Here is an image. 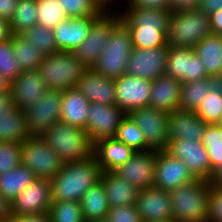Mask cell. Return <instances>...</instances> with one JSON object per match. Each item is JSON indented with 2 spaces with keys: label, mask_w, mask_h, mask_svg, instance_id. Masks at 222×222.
I'll use <instances>...</instances> for the list:
<instances>
[{
  "label": "cell",
  "mask_w": 222,
  "mask_h": 222,
  "mask_svg": "<svg viewBox=\"0 0 222 222\" xmlns=\"http://www.w3.org/2000/svg\"><path fill=\"white\" fill-rule=\"evenodd\" d=\"M120 20L130 31L133 48L150 49L168 46L167 30L171 13L164 9L125 6Z\"/></svg>",
  "instance_id": "1"
},
{
  "label": "cell",
  "mask_w": 222,
  "mask_h": 222,
  "mask_svg": "<svg viewBox=\"0 0 222 222\" xmlns=\"http://www.w3.org/2000/svg\"><path fill=\"white\" fill-rule=\"evenodd\" d=\"M101 168L94 156L85 160L65 162L50 181L52 200L80 202L83 195L100 182Z\"/></svg>",
  "instance_id": "2"
},
{
  "label": "cell",
  "mask_w": 222,
  "mask_h": 222,
  "mask_svg": "<svg viewBox=\"0 0 222 222\" xmlns=\"http://www.w3.org/2000/svg\"><path fill=\"white\" fill-rule=\"evenodd\" d=\"M41 137L64 163L93 156V143L85 129L59 121L48 128Z\"/></svg>",
  "instance_id": "3"
},
{
  "label": "cell",
  "mask_w": 222,
  "mask_h": 222,
  "mask_svg": "<svg viewBox=\"0 0 222 222\" xmlns=\"http://www.w3.org/2000/svg\"><path fill=\"white\" fill-rule=\"evenodd\" d=\"M133 50L130 31L120 20L111 30L104 51L92 69L104 77L118 79L127 72L130 54Z\"/></svg>",
  "instance_id": "4"
},
{
  "label": "cell",
  "mask_w": 222,
  "mask_h": 222,
  "mask_svg": "<svg viewBox=\"0 0 222 222\" xmlns=\"http://www.w3.org/2000/svg\"><path fill=\"white\" fill-rule=\"evenodd\" d=\"M209 182L201 179L170 191L173 219L207 222Z\"/></svg>",
  "instance_id": "5"
},
{
  "label": "cell",
  "mask_w": 222,
  "mask_h": 222,
  "mask_svg": "<svg viewBox=\"0 0 222 222\" xmlns=\"http://www.w3.org/2000/svg\"><path fill=\"white\" fill-rule=\"evenodd\" d=\"M212 34L210 15L200 9L171 14L167 30V44L173 47L194 48Z\"/></svg>",
  "instance_id": "6"
},
{
  "label": "cell",
  "mask_w": 222,
  "mask_h": 222,
  "mask_svg": "<svg viewBox=\"0 0 222 222\" xmlns=\"http://www.w3.org/2000/svg\"><path fill=\"white\" fill-rule=\"evenodd\" d=\"M87 69L73 52L58 51L45 55L37 70L49 89L63 91L76 87Z\"/></svg>",
  "instance_id": "7"
},
{
  "label": "cell",
  "mask_w": 222,
  "mask_h": 222,
  "mask_svg": "<svg viewBox=\"0 0 222 222\" xmlns=\"http://www.w3.org/2000/svg\"><path fill=\"white\" fill-rule=\"evenodd\" d=\"M21 164L29 168L36 179L51 180L64 162L41 136H31L21 143Z\"/></svg>",
  "instance_id": "8"
},
{
  "label": "cell",
  "mask_w": 222,
  "mask_h": 222,
  "mask_svg": "<svg viewBox=\"0 0 222 222\" xmlns=\"http://www.w3.org/2000/svg\"><path fill=\"white\" fill-rule=\"evenodd\" d=\"M113 14H112V13ZM105 10L90 26L86 39L73 52L76 59L92 68L104 51L112 28L120 21V11Z\"/></svg>",
  "instance_id": "9"
},
{
  "label": "cell",
  "mask_w": 222,
  "mask_h": 222,
  "mask_svg": "<svg viewBox=\"0 0 222 222\" xmlns=\"http://www.w3.org/2000/svg\"><path fill=\"white\" fill-rule=\"evenodd\" d=\"M128 115L143 132L146 150L167 149L168 112L148 106L132 110Z\"/></svg>",
  "instance_id": "10"
},
{
  "label": "cell",
  "mask_w": 222,
  "mask_h": 222,
  "mask_svg": "<svg viewBox=\"0 0 222 222\" xmlns=\"http://www.w3.org/2000/svg\"><path fill=\"white\" fill-rule=\"evenodd\" d=\"M61 103L62 91L49 89L41 99L23 110L31 136H42L60 121Z\"/></svg>",
  "instance_id": "11"
},
{
  "label": "cell",
  "mask_w": 222,
  "mask_h": 222,
  "mask_svg": "<svg viewBox=\"0 0 222 222\" xmlns=\"http://www.w3.org/2000/svg\"><path fill=\"white\" fill-rule=\"evenodd\" d=\"M125 116L126 113L116 104L90 103L85 130L91 142L94 144L101 139L114 138Z\"/></svg>",
  "instance_id": "12"
},
{
  "label": "cell",
  "mask_w": 222,
  "mask_h": 222,
  "mask_svg": "<svg viewBox=\"0 0 222 222\" xmlns=\"http://www.w3.org/2000/svg\"><path fill=\"white\" fill-rule=\"evenodd\" d=\"M166 151L182 160L196 179L208 181L211 177L209 156L202 142L188 138L172 140Z\"/></svg>",
  "instance_id": "13"
},
{
  "label": "cell",
  "mask_w": 222,
  "mask_h": 222,
  "mask_svg": "<svg viewBox=\"0 0 222 222\" xmlns=\"http://www.w3.org/2000/svg\"><path fill=\"white\" fill-rule=\"evenodd\" d=\"M195 180L182 160L175 158L166 150L157 151L154 187L170 192Z\"/></svg>",
  "instance_id": "14"
},
{
  "label": "cell",
  "mask_w": 222,
  "mask_h": 222,
  "mask_svg": "<svg viewBox=\"0 0 222 222\" xmlns=\"http://www.w3.org/2000/svg\"><path fill=\"white\" fill-rule=\"evenodd\" d=\"M166 75L178 79L181 83L210 77L194 49L173 46H169Z\"/></svg>",
  "instance_id": "15"
},
{
  "label": "cell",
  "mask_w": 222,
  "mask_h": 222,
  "mask_svg": "<svg viewBox=\"0 0 222 222\" xmlns=\"http://www.w3.org/2000/svg\"><path fill=\"white\" fill-rule=\"evenodd\" d=\"M151 82L148 79L127 73L115 79L116 105L126 114L138 108L148 107L151 95Z\"/></svg>",
  "instance_id": "16"
},
{
  "label": "cell",
  "mask_w": 222,
  "mask_h": 222,
  "mask_svg": "<svg viewBox=\"0 0 222 222\" xmlns=\"http://www.w3.org/2000/svg\"><path fill=\"white\" fill-rule=\"evenodd\" d=\"M168 52L169 46L150 49L133 48L126 73L153 81L166 74Z\"/></svg>",
  "instance_id": "17"
},
{
  "label": "cell",
  "mask_w": 222,
  "mask_h": 222,
  "mask_svg": "<svg viewBox=\"0 0 222 222\" xmlns=\"http://www.w3.org/2000/svg\"><path fill=\"white\" fill-rule=\"evenodd\" d=\"M157 150L136 151L124 164L114 170L139 190L153 186Z\"/></svg>",
  "instance_id": "18"
},
{
  "label": "cell",
  "mask_w": 222,
  "mask_h": 222,
  "mask_svg": "<svg viewBox=\"0 0 222 222\" xmlns=\"http://www.w3.org/2000/svg\"><path fill=\"white\" fill-rule=\"evenodd\" d=\"M51 181L35 179L11 202L12 214H43L52 204Z\"/></svg>",
  "instance_id": "19"
},
{
  "label": "cell",
  "mask_w": 222,
  "mask_h": 222,
  "mask_svg": "<svg viewBox=\"0 0 222 222\" xmlns=\"http://www.w3.org/2000/svg\"><path fill=\"white\" fill-rule=\"evenodd\" d=\"M136 208L142 222H157L173 218L170 192L154 186L139 191Z\"/></svg>",
  "instance_id": "20"
},
{
  "label": "cell",
  "mask_w": 222,
  "mask_h": 222,
  "mask_svg": "<svg viewBox=\"0 0 222 222\" xmlns=\"http://www.w3.org/2000/svg\"><path fill=\"white\" fill-rule=\"evenodd\" d=\"M49 88L38 70L22 71L17 78L10 83L15 107L24 110L31 107L43 97Z\"/></svg>",
  "instance_id": "21"
},
{
  "label": "cell",
  "mask_w": 222,
  "mask_h": 222,
  "mask_svg": "<svg viewBox=\"0 0 222 222\" xmlns=\"http://www.w3.org/2000/svg\"><path fill=\"white\" fill-rule=\"evenodd\" d=\"M99 16L67 18L53 29L59 51L74 52L86 39L92 23Z\"/></svg>",
  "instance_id": "22"
},
{
  "label": "cell",
  "mask_w": 222,
  "mask_h": 222,
  "mask_svg": "<svg viewBox=\"0 0 222 222\" xmlns=\"http://www.w3.org/2000/svg\"><path fill=\"white\" fill-rule=\"evenodd\" d=\"M76 88L90 103L116 104L114 80L88 68L79 79Z\"/></svg>",
  "instance_id": "23"
},
{
  "label": "cell",
  "mask_w": 222,
  "mask_h": 222,
  "mask_svg": "<svg viewBox=\"0 0 222 222\" xmlns=\"http://www.w3.org/2000/svg\"><path fill=\"white\" fill-rule=\"evenodd\" d=\"M206 126L195 111L174 110L168 116V141L188 138L201 142Z\"/></svg>",
  "instance_id": "24"
},
{
  "label": "cell",
  "mask_w": 222,
  "mask_h": 222,
  "mask_svg": "<svg viewBox=\"0 0 222 222\" xmlns=\"http://www.w3.org/2000/svg\"><path fill=\"white\" fill-rule=\"evenodd\" d=\"M136 151L115 138H105L93 144V156L102 172L114 171Z\"/></svg>",
  "instance_id": "25"
},
{
  "label": "cell",
  "mask_w": 222,
  "mask_h": 222,
  "mask_svg": "<svg viewBox=\"0 0 222 222\" xmlns=\"http://www.w3.org/2000/svg\"><path fill=\"white\" fill-rule=\"evenodd\" d=\"M181 82L169 75H161L151 82L149 107L168 113L179 109Z\"/></svg>",
  "instance_id": "26"
},
{
  "label": "cell",
  "mask_w": 222,
  "mask_h": 222,
  "mask_svg": "<svg viewBox=\"0 0 222 222\" xmlns=\"http://www.w3.org/2000/svg\"><path fill=\"white\" fill-rule=\"evenodd\" d=\"M100 181L104 186L110 208L136 205L140 190L114 171L102 172Z\"/></svg>",
  "instance_id": "27"
},
{
  "label": "cell",
  "mask_w": 222,
  "mask_h": 222,
  "mask_svg": "<svg viewBox=\"0 0 222 222\" xmlns=\"http://www.w3.org/2000/svg\"><path fill=\"white\" fill-rule=\"evenodd\" d=\"M89 106L88 99L76 87L63 90L60 121L86 129Z\"/></svg>",
  "instance_id": "28"
},
{
  "label": "cell",
  "mask_w": 222,
  "mask_h": 222,
  "mask_svg": "<svg viewBox=\"0 0 222 222\" xmlns=\"http://www.w3.org/2000/svg\"><path fill=\"white\" fill-rule=\"evenodd\" d=\"M207 74L217 79L222 69V35L210 34L194 46Z\"/></svg>",
  "instance_id": "29"
},
{
  "label": "cell",
  "mask_w": 222,
  "mask_h": 222,
  "mask_svg": "<svg viewBox=\"0 0 222 222\" xmlns=\"http://www.w3.org/2000/svg\"><path fill=\"white\" fill-rule=\"evenodd\" d=\"M29 137L31 134L23 110L15 107L6 115H0V143L5 141L22 143Z\"/></svg>",
  "instance_id": "30"
},
{
  "label": "cell",
  "mask_w": 222,
  "mask_h": 222,
  "mask_svg": "<svg viewBox=\"0 0 222 222\" xmlns=\"http://www.w3.org/2000/svg\"><path fill=\"white\" fill-rule=\"evenodd\" d=\"M35 179L29 168L18 165L0 175V194L12 202Z\"/></svg>",
  "instance_id": "31"
},
{
  "label": "cell",
  "mask_w": 222,
  "mask_h": 222,
  "mask_svg": "<svg viewBox=\"0 0 222 222\" xmlns=\"http://www.w3.org/2000/svg\"><path fill=\"white\" fill-rule=\"evenodd\" d=\"M217 79L208 77L197 81L181 83L179 109L196 111L201 101L217 83Z\"/></svg>",
  "instance_id": "32"
},
{
  "label": "cell",
  "mask_w": 222,
  "mask_h": 222,
  "mask_svg": "<svg viewBox=\"0 0 222 222\" xmlns=\"http://www.w3.org/2000/svg\"><path fill=\"white\" fill-rule=\"evenodd\" d=\"M80 204L87 222L107 217L110 206L101 181L83 195Z\"/></svg>",
  "instance_id": "33"
},
{
  "label": "cell",
  "mask_w": 222,
  "mask_h": 222,
  "mask_svg": "<svg viewBox=\"0 0 222 222\" xmlns=\"http://www.w3.org/2000/svg\"><path fill=\"white\" fill-rule=\"evenodd\" d=\"M12 50L20 71L37 70L45 57L39 49L23 38L21 35L11 37Z\"/></svg>",
  "instance_id": "34"
},
{
  "label": "cell",
  "mask_w": 222,
  "mask_h": 222,
  "mask_svg": "<svg viewBox=\"0 0 222 222\" xmlns=\"http://www.w3.org/2000/svg\"><path fill=\"white\" fill-rule=\"evenodd\" d=\"M37 11V0H19L10 21L12 36L21 35L32 26H36Z\"/></svg>",
  "instance_id": "35"
},
{
  "label": "cell",
  "mask_w": 222,
  "mask_h": 222,
  "mask_svg": "<svg viewBox=\"0 0 222 222\" xmlns=\"http://www.w3.org/2000/svg\"><path fill=\"white\" fill-rule=\"evenodd\" d=\"M207 124H216L222 115V83L217 82L195 111Z\"/></svg>",
  "instance_id": "36"
},
{
  "label": "cell",
  "mask_w": 222,
  "mask_h": 222,
  "mask_svg": "<svg viewBox=\"0 0 222 222\" xmlns=\"http://www.w3.org/2000/svg\"><path fill=\"white\" fill-rule=\"evenodd\" d=\"M37 25L53 30L67 15L58 0H37Z\"/></svg>",
  "instance_id": "37"
},
{
  "label": "cell",
  "mask_w": 222,
  "mask_h": 222,
  "mask_svg": "<svg viewBox=\"0 0 222 222\" xmlns=\"http://www.w3.org/2000/svg\"><path fill=\"white\" fill-rule=\"evenodd\" d=\"M114 138L135 151H146L143 132L128 114L122 119Z\"/></svg>",
  "instance_id": "38"
},
{
  "label": "cell",
  "mask_w": 222,
  "mask_h": 222,
  "mask_svg": "<svg viewBox=\"0 0 222 222\" xmlns=\"http://www.w3.org/2000/svg\"><path fill=\"white\" fill-rule=\"evenodd\" d=\"M21 36L45 55L59 51L53 30L36 25L27 29Z\"/></svg>",
  "instance_id": "39"
},
{
  "label": "cell",
  "mask_w": 222,
  "mask_h": 222,
  "mask_svg": "<svg viewBox=\"0 0 222 222\" xmlns=\"http://www.w3.org/2000/svg\"><path fill=\"white\" fill-rule=\"evenodd\" d=\"M201 142L207 150L213 171L222 162V128L217 124H207Z\"/></svg>",
  "instance_id": "40"
},
{
  "label": "cell",
  "mask_w": 222,
  "mask_h": 222,
  "mask_svg": "<svg viewBox=\"0 0 222 222\" xmlns=\"http://www.w3.org/2000/svg\"><path fill=\"white\" fill-rule=\"evenodd\" d=\"M51 222H87L82 213L80 202H52L49 211Z\"/></svg>",
  "instance_id": "41"
},
{
  "label": "cell",
  "mask_w": 222,
  "mask_h": 222,
  "mask_svg": "<svg viewBox=\"0 0 222 222\" xmlns=\"http://www.w3.org/2000/svg\"><path fill=\"white\" fill-rule=\"evenodd\" d=\"M68 18L100 16L106 9L98 0H58Z\"/></svg>",
  "instance_id": "42"
},
{
  "label": "cell",
  "mask_w": 222,
  "mask_h": 222,
  "mask_svg": "<svg viewBox=\"0 0 222 222\" xmlns=\"http://www.w3.org/2000/svg\"><path fill=\"white\" fill-rule=\"evenodd\" d=\"M14 56L11 38L0 42V74L10 83L21 73Z\"/></svg>",
  "instance_id": "43"
},
{
  "label": "cell",
  "mask_w": 222,
  "mask_h": 222,
  "mask_svg": "<svg viewBox=\"0 0 222 222\" xmlns=\"http://www.w3.org/2000/svg\"><path fill=\"white\" fill-rule=\"evenodd\" d=\"M21 165V143H0V175Z\"/></svg>",
  "instance_id": "44"
},
{
  "label": "cell",
  "mask_w": 222,
  "mask_h": 222,
  "mask_svg": "<svg viewBox=\"0 0 222 222\" xmlns=\"http://www.w3.org/2000/svg\"><path fill=\"white\" fill-rule=\"evenodd\" d=\"M207 222H222V186L209 184Z\"/></svg>",
  "instance_id": "45"
},
{
  "label": "cell",
  "mask_w": 222,
  "mask_h": 222,
  "mask_svg": "<svg viewBox=\"0 0 222 222\" xmlns=\"http://www.w3.org/2000/svg\"><path fill=\"white\" fill-rule=\"evenodd\" d=\"M107 218L110 220V222H142L136 205L110 208Z\"/></svg>",
  "instance_id": "46"
},
{
  "label": "cell",
  "mask_w": 222,
  "mask_h": 222,
  "mask_svg": "<svg viewBox=\"0 0 222 222\" xmlns=\"http://www.w3.org/2000/svg\"><path fill=\"white\" fill-rule=\"evenodd\" d=\"M201 0H169L168 11L171 14L199 9Z\"/></svg>",
  "instance_id": "47"
},
{
  "label": "cell",
  "mask_w": 222,
  "mask_h": 222,
  "mask_svg": "<svg viewBox=\"0 0 222 222\" xmlns=\"http://www.w3.org/2000/svg\"><path fill=\"white\" fill-rule=\"evenodd\" d=\"M9 222H51L49 213L12 214Z\"/></svg>",
  "instance_id": "48"
},
{
  "label": "cell",
  "mask_w": 222,
  "mask_h": 222,
  "mask_svg": "<svg viewBox=\"0 0 222 222\" xmlns=\"http://www.w3.org/2000/svg\"><path fill=\"white\" fill-rule=\"evenodd\" d=\"M128 4L126 6H140L155 9L168 10L169 0H125Z\"/></svg>",
  "instance_id": "49"
},
{
  "label": "cell",
  "mask_w": 222,
  "mask_h": 222,
  "mask_svg": "<svg viewBox=\"0 0 222 222\" xmlns=\"http://www.w3.org/2000/svg\"><path fill=\"white\" fill-rule=\"evenodd\" d=\"M19 0H0V18L11 21Z\"/></svg>",
  "instance_id": "50"
},
{
  "label": "cell",
  "mask_w": 222,
  "mask_h": 222,
  "mask_svg": "<svg viewBox=\"0 0 222 222\" xmlns=\"http://www.w3.org/2000/svg\"><path fill=\"white\" fill-rule=\"evenodd\" d=\"M199 9L207 15L222 10V0H201Z\"/></svg>",
  "instance_id": "51"
},
{
  "label": "cell",
  "mask_w": 222,
  "mask_h": 222,
  "mask_svg": "<svg viewBox=\"0 0 222 222\" xmlns=\"http://www.w3.org/2000/svg\"><path fill=\"white\" fill-rule=\"evenodd\" d=\"M14 108L15 105L13 103L11 92L7 91L5 93H0V115H6V113Z\"/></svg>",
  "instance_id": "52"
},
{
  "label": "cell",
  "mask_w": 222,
  "mask_h": 222,
  "mask_svg": "<svg viewBox=\"0 0 222 222\" xmlns=\"http://www.w3.org/2000/svg\"><path fill=\"white\" fill-rule=\"evenodd\" d=\"M12 216V204L0 194V222H9Z\"/></svg>",
  "instance_id": "53"
},
{
  "label": "cell",
  "mask_w": 222,
  "mask_h": 222,
  "mask_svg": "<svg viewBox=\"0 0 222 222\" xmlns=\"http://www.w3.org/2000/svg\"><path fill=\"white\" fill-rule=\"evenodd\" d=\"M210 19L212 34L222 35V10L213 13Z\"/></svg>",
  "instance_id": "54"
},
{
  "label": "cell",
  "mask_w": 222,
  "mask_h": 222,
  "mask_svg": "<svg viewBox=\"0 0 222 222\" xmlns=\"http://www.w3.org/2000/svg\"><path fill=\"white\" fill-rule=\"evenodd\" d=\"M12 37L10 21L0 18V42Z\"/></svg>",
  "instance_id": "55"
},
{
  "label": "cell",
  "mask_w": 222,
  "mask_h": 222,
  "mask_svg": "<svg viewBox=\"0 0 222 222\" xmlns=\"http://www.w3.org/2000/svg\"><path fill=\"white\" fill-rule=\"evenodd\" d=\"M208 182L213 185L222 186V162L212 171Z\"/></svg>",
  "instance_id": "56"
},
{
  "label": "cell",
  "mask_w": 222,
  "mask_h": 222,
  "mask_svg": "<svg viewBox=\"0 0 222 222\" xmlns=\"http://www.w3.org/2000/svg\"><path fill=\"white\" fill-rule=\"evenodd\" d=\"M10 91V82L0 74V93Z\"/></svg>",
  "instance_id": "57"
},
{
  "label": "cell",
  "mask_w": 222,
  "mask_h": 222,
  "mask_svg": "<svg viewBox=\"0 0 222 222\" xmlns=\"http://www.w3.org/2000/svg\"><path fill=\"white\" fill-rule=\"evenodd\" d=\"M119 0H98V2L106 9V10H111L113 4L115 7V4H117L116 2H118Z\"/></svg>",
  "instance_id": "58"
},
{
  "label": "cell",
  "mask_w": 222,
  "mask_h": 222,
  "mask_svg": "<svg viewBox=\"0 0 222 222\" xmlns=\"http://www.w3.org/2000/svg\"><path fill=\"white\" fill-rule=\"evenodd\" d=\"M89 222H110V220L106 217V218H102V219L92 220Z\"/></svg>",
  "instance_id": "59"
},
{
  "label": "cell",
  "mask_w": 222,
  "mask_h": 222,
  "mask_svg": "<svg viewBox=\"0 0 222 222\" xmlns=\"http://www.w3.org/2000/svg\"><path fill=\"white\" fill-rule=\"evenodd\" d=\"M157 222H177L175 219L171 218L168 220H161V221H157Z\"/></svg>",
  "instance_id": "60"
},
{
  "label": "cell",
  "mask_w": 222,
  "mask_h": 222,
  "mask_svg": "<svg viewBox=\"0 0 222 222\" xmlns=\"http://www.w3.org/2000/svg\"><path fill=\"white\" fill-rule=\"evenodd\" d=\"M216 124L222 128V115L220 116V118Z\"/></svg>",
  "instance_id": "61"
},
{
  "label": "cell",
  "mask_w": 222,
  "mask_h": 222,
  "mask_svg": "<svg viewBox=\"0 0 222 222\" xmlns=\"http://www.w3.org/2000/svg\"><path fill=\"white\" fill-rule=\"evenodd\" d=\"M217 81L222 83V69H221V74H220V76L217 78Z\"/></svg>",
  "instance_id": "62"
}]
</instances>
